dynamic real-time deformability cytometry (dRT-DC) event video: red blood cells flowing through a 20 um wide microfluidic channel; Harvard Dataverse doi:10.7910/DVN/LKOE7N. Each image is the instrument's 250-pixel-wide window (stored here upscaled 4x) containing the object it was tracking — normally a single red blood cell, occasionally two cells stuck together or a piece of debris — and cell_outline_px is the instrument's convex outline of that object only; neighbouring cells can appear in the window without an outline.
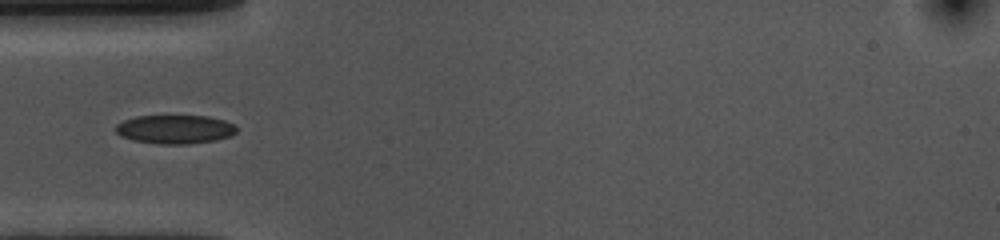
{"species": "common noctule bat (a hibernating species)", "species_latin": "Nyctalus noctula", "temperature_condition": "cold", "stored_images_in_passage": 16, "camera_frame_rate_fps": 3000, "um_per_image_px": 0.085, "animal": {"sex": "female", "body_mass_g": 10.0, "forearm_length_mm": 53.1}, "frame": {"image": 1, "passage_image": 3, "time_ms": 0.667, "image_size_px": [1000, 240], "cell_outline_px": [[236, 132], [228, 136], [216, 140], [188, 144], [160, 144], [132, 140], [120, 136], [116, 132], [116, 124], [124, 120], [136, 116], [208, 116], [224, 120], [236, 124]], "centroid_in_image_um": [14.87, 10.99], "position_along_channel_um": 70.1, "area_um2": 20.29}}